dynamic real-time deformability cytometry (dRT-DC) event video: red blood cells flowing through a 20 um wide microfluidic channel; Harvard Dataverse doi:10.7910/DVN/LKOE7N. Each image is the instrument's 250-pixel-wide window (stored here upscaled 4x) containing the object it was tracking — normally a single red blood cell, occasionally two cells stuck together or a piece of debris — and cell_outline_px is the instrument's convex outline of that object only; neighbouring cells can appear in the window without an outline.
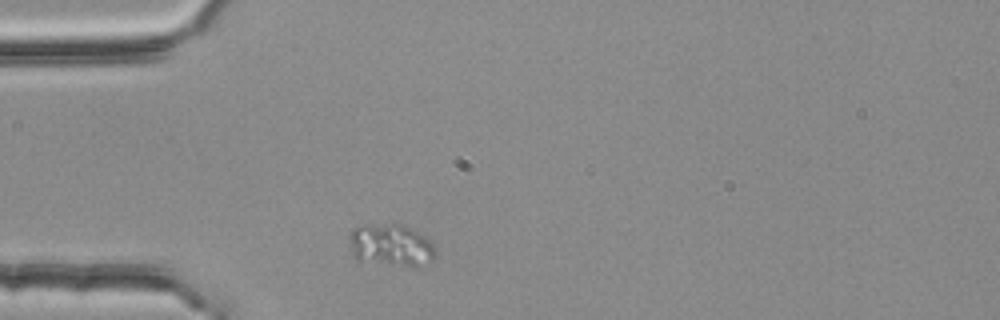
{"species": "common noctule bat (a hibernating species)", "species_latin": "Nyctalus noctula", "temperature_condition": "room temperature", "stored_images_in_passage": 32, "camera_frame_rate_fps": 3000, "um_per_image_px": 0.085, "animal": {"sex": "female", "body_mass_g": 25.1}, "frame": {"image": 1, "passage_image": 1, "time_ms": 0.0, "image_size_px": [1000, 320], "cell_outline_px": [[436, 256], [428, 264], [416, 268], [356, 260], [352, 252], [348, 236], [352, 228], [368, 224], [400, 224], [424, 236], [432, 244], [436, 252]], "centroid_in_image_um": [33.22, 20.87], "position_along_channel_um": 51.8, "area_um2": 21.44}}